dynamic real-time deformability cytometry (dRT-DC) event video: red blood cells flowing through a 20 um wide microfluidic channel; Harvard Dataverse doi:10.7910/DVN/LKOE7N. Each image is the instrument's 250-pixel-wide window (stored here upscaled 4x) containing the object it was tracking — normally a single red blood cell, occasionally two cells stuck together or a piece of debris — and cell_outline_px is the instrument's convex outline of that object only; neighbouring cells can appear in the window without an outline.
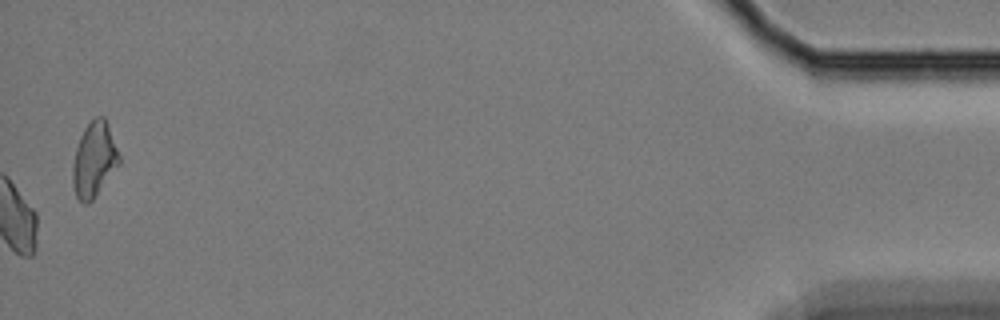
{"species": "Egyptian fruit bat (a non-hibernating species)", "species_latin": "Rousettus aegyptiacus", "temperature_condition": "cold", "stored_images_in_passage": 51, "camera_frame_rate_fps": 3000, "um_per_image_px": 0.085, "animal": {"sex": "female"}, "frame": {"image": 1, "passage_image": 51, "time_ms": 16.667, "image_size_px": [1000, 320], "cell_outline_px": [[120, 164], [92, 200], [88, 204], [84, 204], [76, 196], [72, 184], [72, 164], [76, 148], [80, 136], [84, 128], [96, 116], [104, 116], [108, 124], [120, 156]], "centroid_in_image_um": [7.99, 13.57], "position_along_channel_um": 427.2, "area_um2": 20.29}, "authors_computed_cell_mechanics": {"area_um2": 19.7098, "velocity_mm_per_s": 3.2876, "shape_relaxation_time_tau1_ms": null, "shape_relaxation_time_tau2_ms": 6.3926, "deformation_change_tau1": null, "deformation_change_tau2": 0.1136}}